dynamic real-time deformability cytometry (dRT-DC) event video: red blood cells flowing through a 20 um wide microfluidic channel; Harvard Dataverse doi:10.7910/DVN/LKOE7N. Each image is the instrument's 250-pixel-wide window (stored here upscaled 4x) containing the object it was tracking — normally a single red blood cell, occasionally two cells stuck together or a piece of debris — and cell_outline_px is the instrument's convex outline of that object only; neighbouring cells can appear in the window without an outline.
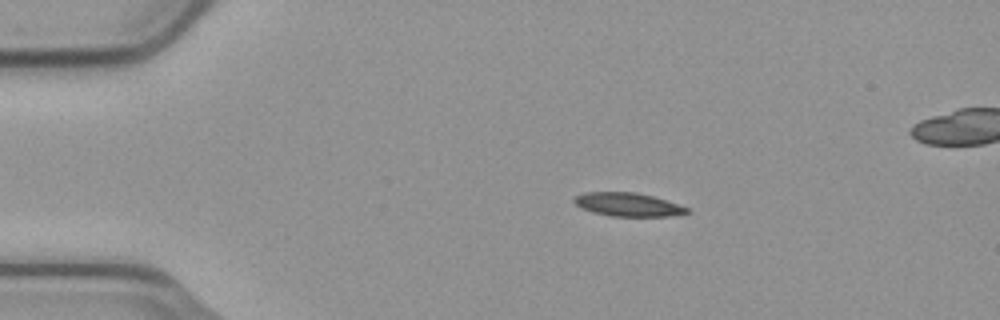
{"species": "common noctule bat (a hibernating species)", "species_latin": "Nyctalus noctula", "temperature_condition": "cold", "stored_images_in_passage": 46, "camera_frame_rate_fps": 3000, "um_per_image_px": 0.085, "animal": {"sex": "male", "body_mass_g": 23.1, "forearm_length_mm": 52.7}, "frame": {"image": 1, "passage_image": 1, "time_ms": 0.0, "image_size_px": [1000, 320], "cell_outline_px": [[692, 212], [668, 216], [612, 216], [592, 212], [580, 208], [572, 200], [576, 196], [584, 192], [632, 192], [652, 196], [688, 208]], "centroid_in_image_um": [53.32, 17.39], "position_along_channel_um": 31.7, "area_um2": 15.26}}
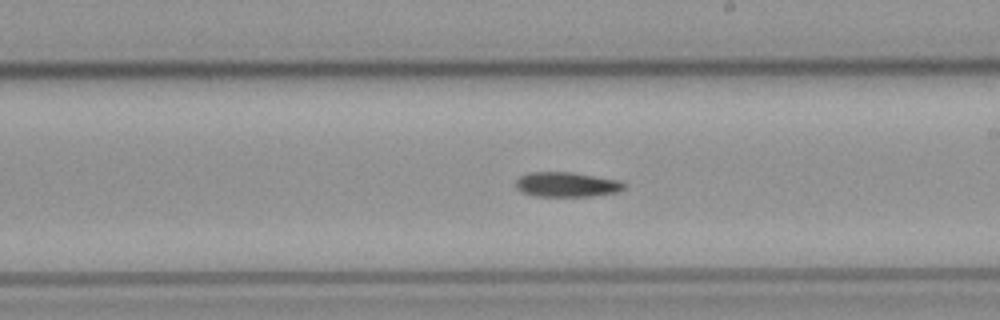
{"frame": {"image": 2, "passage_image": 22, "time_ms": 7.0, "image_size_px": [1000, 320], "cell_outline_px": [[628, 184], [620, 192], [592, 196], [532, 196], [520, 192], [516, 188], [516, 180], [520, 176], [528, 172], [572, 172], [620, 180]], "centroid_in_image_um": [48.18, 15.69], "position_along_channel_um": 240.8, "area_um2": 15.95}}
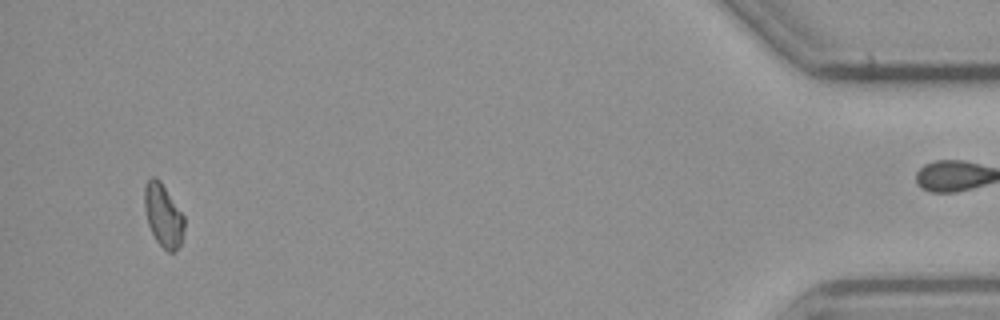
{"frame": {"image": 3, "passage_image": 43, "time_ms": 14.0, "image_size_px": [1000, 320], "cell_outline_px": [[184, 228], [180, 244], [172, 252], [168, 252], [156, 240], [148, 224], [144, 208], [144, 184], [152, 176], [156, 176], [160, 180], [184, 216]], "centroid_in_image_um": [13.85, 18.26], "position_along_channel_um": 421.3, "area_um2": 14.45}, "authors_computed_cell_mechanics": {"area_um2": 15.4615, "velocity_mm_per_s": 3.7359, "shape_relaxation_time_tau1_ms": null, "shape_relaxation_time_tau2_ms": 8.2607, "deformation_change_tau1": null, "deformation_change_tau2": 0.145}}